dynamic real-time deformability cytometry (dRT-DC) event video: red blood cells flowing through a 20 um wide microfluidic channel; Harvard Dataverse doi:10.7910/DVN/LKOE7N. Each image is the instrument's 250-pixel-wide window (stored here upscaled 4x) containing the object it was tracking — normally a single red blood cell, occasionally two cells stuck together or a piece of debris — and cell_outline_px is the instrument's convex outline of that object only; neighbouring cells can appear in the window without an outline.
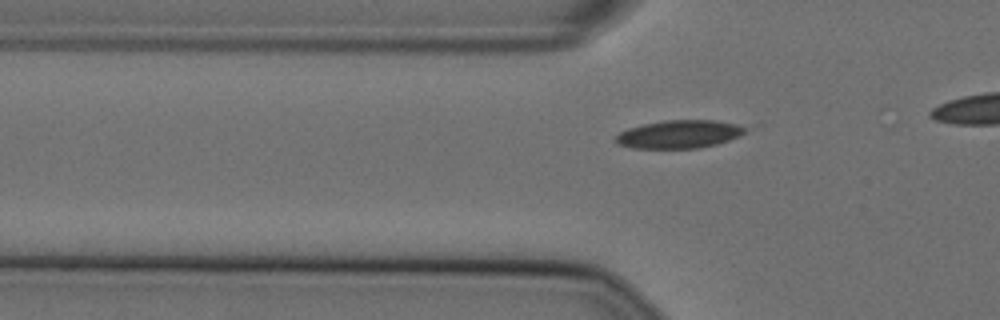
{"species": "Egyptian fruit bat (a non-hibernating species)", "species_latin": "Rousettus aegyptiacus", "temperature_condition": "cold", "stored_images_in_passage": 21, "camera_frame_rate_fps": 3000, "um_per_image_px": 0.085, "animal": {"sex": "female"}, "frame": {"image": 1, "passage_image": 15, "time_ms": 4.667, "image_size_px": [1000, 320], "cell_outline_px": [[760, 124], [740, 136], [716, 144], [700, 148], [632, 148], [616, 144], [612, 140], [620, 132], [628, 128], [644, 124], [664, 120], [716, 120]], "centroid_in_image_um": [57.93, 11.38], "position_along_channel_um": 67.9, "area_um2": 22.2}}
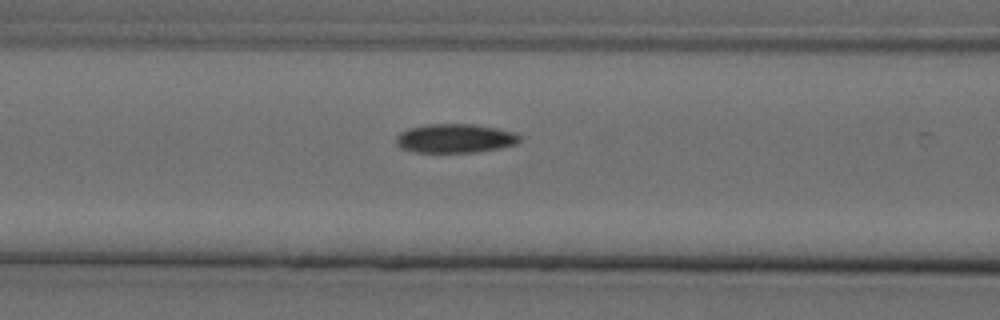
{"frame": {"image": 2, "passage_image": 20, "time_ms": 6.333, "image_size_px": [1000, 320], "cell_outline_px": [[520, 140], [516, 144], [500, 148], [476, 152], [412, 152], [400, 148], [396, 144], [396, 136], [400, 132], [408, 128], [424, 124], [472, 124], [496, 128], [516, 132], [520, 136]], "centroid_in_image_um": [38.65, 11.76], "position_along_channel_um": 127.9, "area_um2": 21.04}}